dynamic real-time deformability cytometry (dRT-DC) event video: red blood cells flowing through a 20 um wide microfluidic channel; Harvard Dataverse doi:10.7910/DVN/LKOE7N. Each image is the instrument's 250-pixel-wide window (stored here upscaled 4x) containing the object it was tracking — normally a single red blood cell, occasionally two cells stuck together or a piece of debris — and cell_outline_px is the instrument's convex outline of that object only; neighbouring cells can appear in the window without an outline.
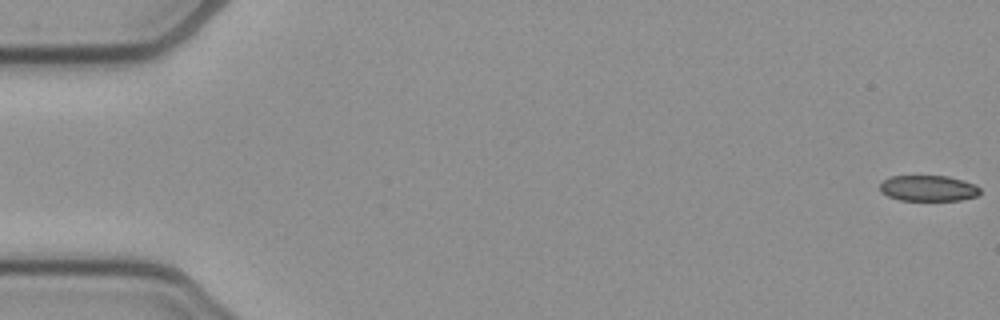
{"species": "common noctule bat (a hibernating species)", "species_latin": "Nyctalus noctula", "temperature_condition": "cold", "stored_images_in_passage": 52, "camera_frame_rate_fps": 3000, "um_per_image_px": 0.085, "animal": {"sex": "female", "body_mass_g": 21.9}, "frame": {"image": 1, "passage_image": 1, "time_ms": 0.0, "image_size_px": [1000, 320], "cell_outline_px": [[980, 192], [976, 196], [960, 200], [900, 200], [888, 196], [880, 192], [880, 184], [888, 176], [948, 176], [964, 180], [976, 184], [980, 188]], "centroid_in_image_um": [78.91, 15.99], "position_along_channel_um": 6.1, "area_um2": 15.14}}
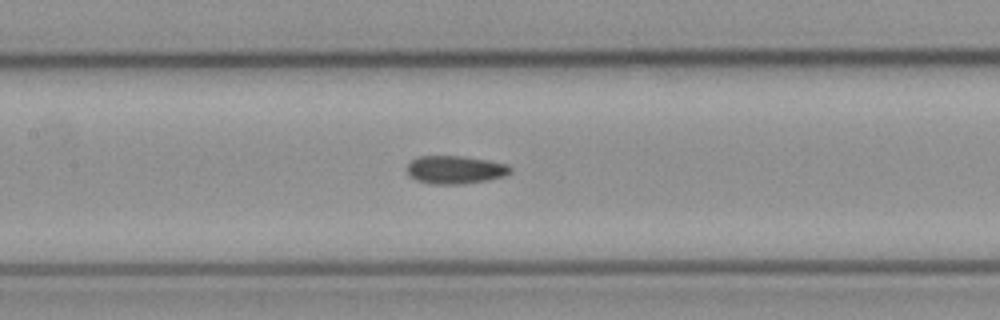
{"frame": {"image": 2, "passage_image": 25, "time_ms": 8.0, "image_size_px": [1000, 320], "cell_outline_px": [[512, 172], [504, 176], [488, 180], [464, 184], [428, 184], [416, 180], [408, 176], [408, 164], [412, 160], [420, 156], [464, 156], [488, 160], [508, 164], [512, 168]], "centroid_in_image_um": [38.71, 14.43], "position_along_channel_um": 168.7, "area_um2": 17.11}}
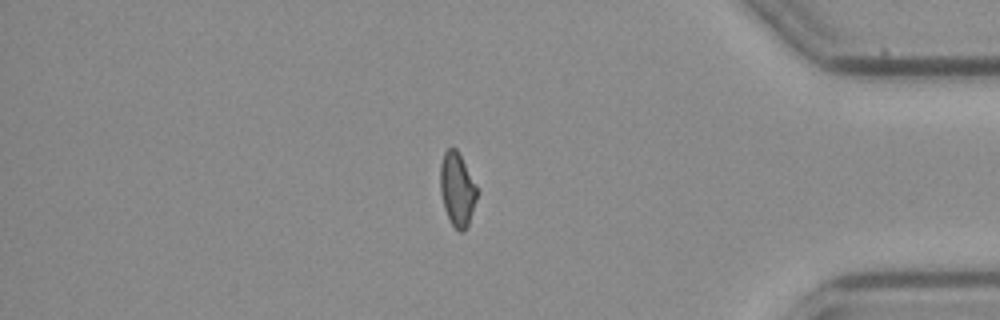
{"frame": {"image": 3, "passage_image": 45, "time_ms": 14.667, "image_size_px": [1000, 320], "cell_outline_px": [[476, 200], [468, 224], [464, 232], [460, 232], [452, 224], [444, 208], [440, 192], [440, 164], [444, 152], [448, 148], [456, 148], [476, 184]], "centroid_in_image_um": [38.84, 16.08], "position_along_channel_um": 396.4, "area_um2": 15.55}}